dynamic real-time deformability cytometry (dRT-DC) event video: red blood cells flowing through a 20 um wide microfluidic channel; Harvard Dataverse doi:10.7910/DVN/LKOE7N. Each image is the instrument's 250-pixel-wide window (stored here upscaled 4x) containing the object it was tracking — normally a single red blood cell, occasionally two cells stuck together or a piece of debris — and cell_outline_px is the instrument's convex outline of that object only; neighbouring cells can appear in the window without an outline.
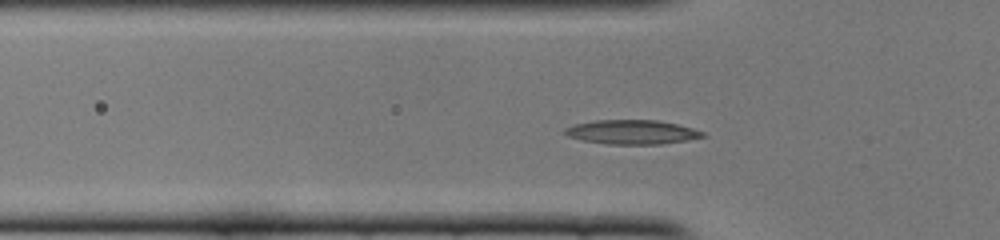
{"species": "common noctule bat (a hibernating species)", "species_latin": "Nyctalus noctula", "temperature_condition": "cold", "stored_images_in_passage": 48, "camera_frame_rate_fps": 3000, "um_per_image_px": 0.085, "animal": {"sex": "female", "body_mass_g": 22.0, "forearm_length_mm": 56.7}, "frame": {"image": 1, "passage_image": 12, "time_ms": 3.667, "image_size_px": [1000, 240], "cell_outline_px": [[708, 136], [688, 140], [660, 144], [608, 144], [584, 140], [568, 136], [564, 132], [564, 128], [572, 124], [596, 120], [660, 120], [692, 128], [704, 132]], "centroid_in_image_um": [53.73, 11.22], "position_along_channel_um": 72.1, "area_um2": 19.48}}
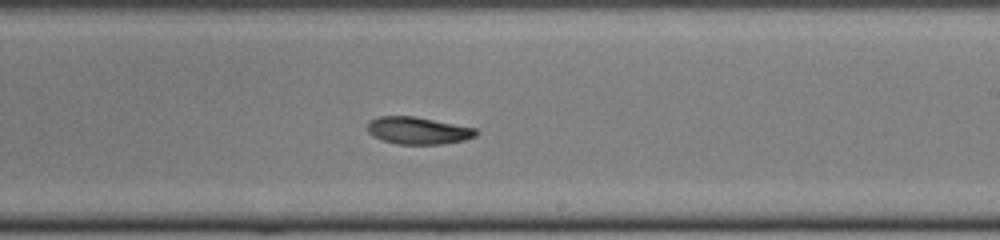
{"frame": {"image": 2, "passage_image": 26, "time_ms": 8.333, "image_size_px": [1000, 240], "cell_outline_px": [[480, 132], [476, 136], [464, 140], [440, 144], [396, 144], [380, 140], [372, 136], [368, 132], [368, 120], [380, 116], [412, 116], [476, 128]], "centroid_in_image_um": [35.51, 11.1], "position_along_channel_um": 253.5, "area_um2": 17.28}}
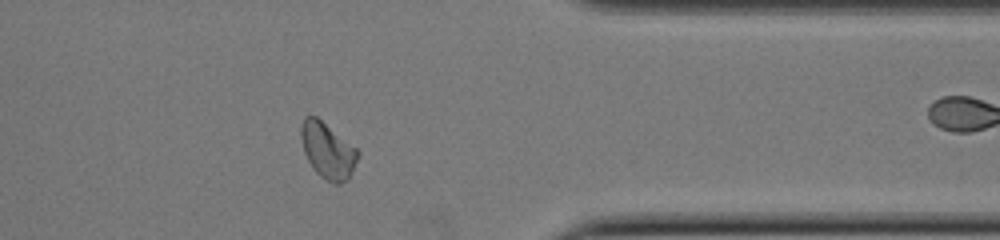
{"frame": {"image": 3, "passage_image": 37, "time_ms": 12.0, "image_size_px": [1000, 240], "cell_outline_px": [[360, 152], [352, 172], [348, 180], [340, 184], [336, 184], [324, 180], [312, 168], [304, 152], [300, 136], [300, 128], [304, 116], [316, 116], [356, 148]], "centroid_in_image_um": [27.84, 12.82], "position_along_channel_um": 383.6, "area_um2": 18.5}, "authors_computed_cell_mechanics": {"area_um2": 18.1492, "velocity_mm_per_s": 3.8949, "shape_relaxation_time_tau1_ms": 4.6379, "shape_relaxation_time_tau2_ms": 10.8503, "deformation_change_tau1": 0.1358, "deformation_change_tau2": 0.1525}}